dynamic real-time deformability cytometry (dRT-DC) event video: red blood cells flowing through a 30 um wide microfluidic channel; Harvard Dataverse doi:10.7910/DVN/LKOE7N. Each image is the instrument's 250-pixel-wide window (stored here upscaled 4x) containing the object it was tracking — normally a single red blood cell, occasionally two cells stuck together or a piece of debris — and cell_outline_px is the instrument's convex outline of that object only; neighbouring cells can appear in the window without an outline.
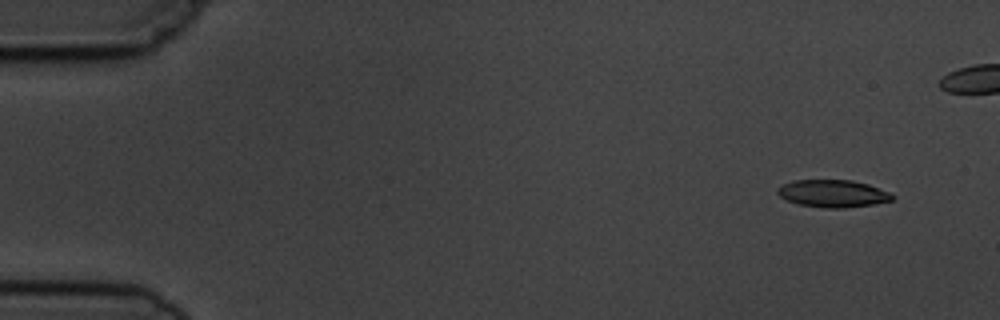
{"species": "common noctule bat (a hibernating species)", "species_latin": "Nyctalus noctula", "temperature_condition": "cold", "stored_images_in_passage": 7, "camera_frame_rate_fps": 3000, "um_per_image_px": 0.085, "animal": {"sex": "male", "body_mass_g": 19.5, "forearm_length_mm": 54.6}, "frame": {"image": 1, "passage_image": 2, "time_ms": 1.0, "image_size_px": [1000, 320], "cell_outline_px": [[896, 196], [892, 200], [876, 204], [844, 208], [824, 208], [800, 204], [788, 200], [780, 196], [776, 192], [776, 188], [792, 180], [852, 180], [868, 184], [888, 192]], "centroid_in_image_um": [70.8, 16.45], "position_along_channel_um": 14.2, "area_um2": 18.32}}
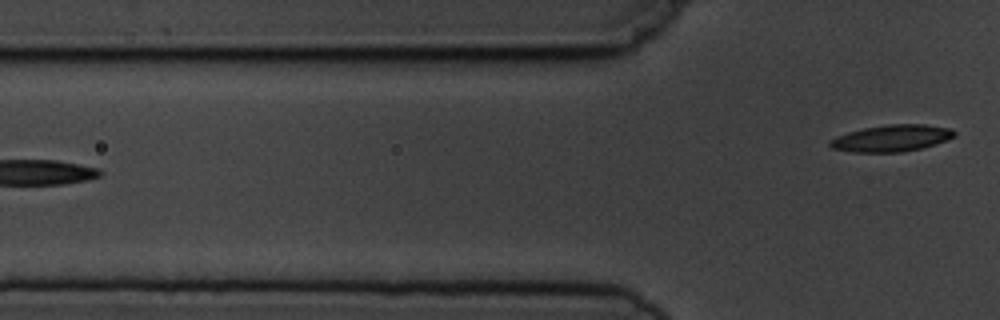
{"frame": {"image": 2, "passage_image": 7, "time_ms": 7.0, "image_size_px": [1000, 320], "cell_outline_px": [[956, 136], [936, 144], [904, 152], [852, 152], [832, 148], [828, 144], [828, 140], [836, 136], [848, 132], [864, 128], [888, 124], [924, 124], [952, 128], [956, 132]], "centroid_in_image_um": [75.79, 11.74], "position_along_channel_um": 50.0, "area_um2": 19.48}}